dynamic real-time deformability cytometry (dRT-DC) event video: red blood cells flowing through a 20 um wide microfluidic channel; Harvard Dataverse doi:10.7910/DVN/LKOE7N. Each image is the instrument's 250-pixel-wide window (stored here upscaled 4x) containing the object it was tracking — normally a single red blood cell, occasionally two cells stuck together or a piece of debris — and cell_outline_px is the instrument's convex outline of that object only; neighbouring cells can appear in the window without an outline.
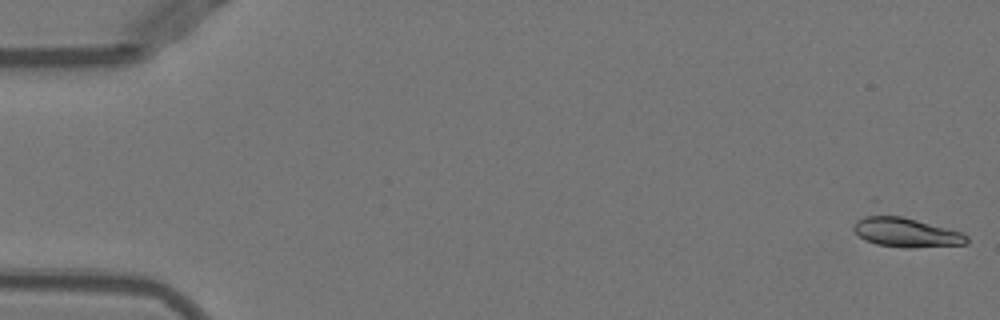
{"species": "Egyptian fruit bat (a non-hibernating species)", "species_latin": "Rousettus aegyptiacus", "temperature_condition": "warm", "stored_images_in_passage": 18, "camera_frame_rate_fps": 3000, "um_per_image_px": 0.085, "animal": {"sex": "female"}, "frame": {"image": 1, "passage_image": 1, "time_ms": 0.0, "image_size_px": [1000, 320], "cell_outline_px": [[968, 244], [912, 248], [904, 248], [876, 244], [864, 240], [852, 228], [856, 220], [872, 200], [876, 200], [960, 232], [968, 236]], "centroid_in_image_um": [76.77, 19.44], "position_along_channel_um": 8.2, "area_um2": 23.76}}
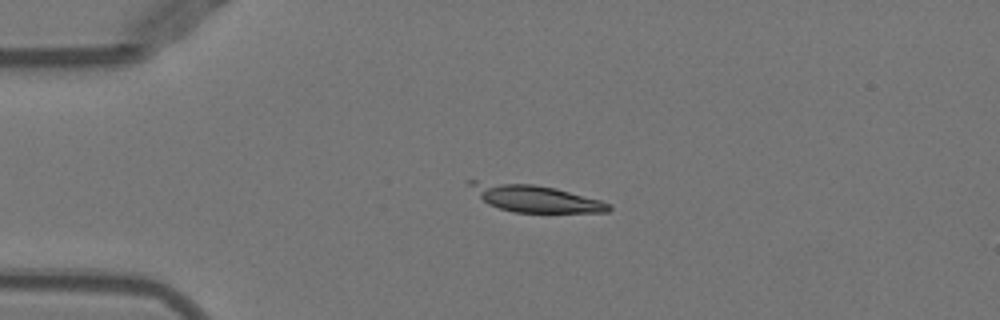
{"frame": {"image": 2, "passage_image": 12, "time_ms": 3.667, "image_size_px": [1000, 320], "cell_outline_px": [[612, 208], [608, 212], [512, 212], [488, 204], [464, 180], [476, 180], [532, 184], [556, 188], [600, 200], [612, 204]], "centroid_in_image_um": [45.49, 16.84], "position_along_channel_um": 39.5, "area_um2": 21.79}}
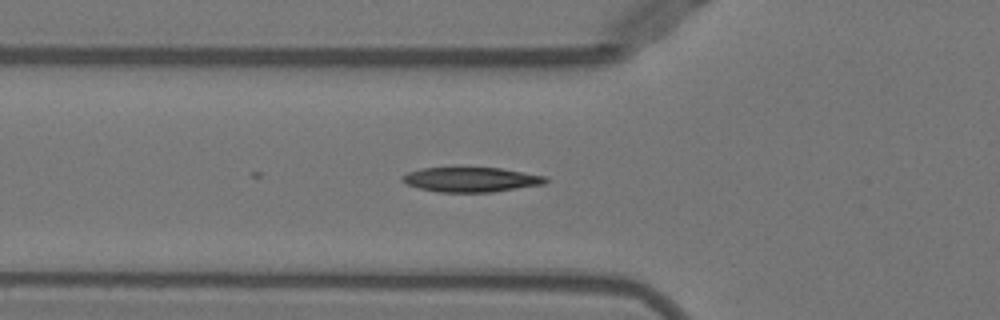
{"frame": {"image": 3, "passage_image": 18, "time_ms": 5.667, "image_size_px": [1000, 320], "cell_outline_px": [[548, 180], [544, 184], [492, 192], [436, 192], [420, 188], [408, 184], [400, 180], [408, 172], [424, 168], [500, 168], [548, 176]], "centroid_in_image_um": [40.08, 15.27], "position_along_channel_um": 85.7, "area_um2": 20.46}}